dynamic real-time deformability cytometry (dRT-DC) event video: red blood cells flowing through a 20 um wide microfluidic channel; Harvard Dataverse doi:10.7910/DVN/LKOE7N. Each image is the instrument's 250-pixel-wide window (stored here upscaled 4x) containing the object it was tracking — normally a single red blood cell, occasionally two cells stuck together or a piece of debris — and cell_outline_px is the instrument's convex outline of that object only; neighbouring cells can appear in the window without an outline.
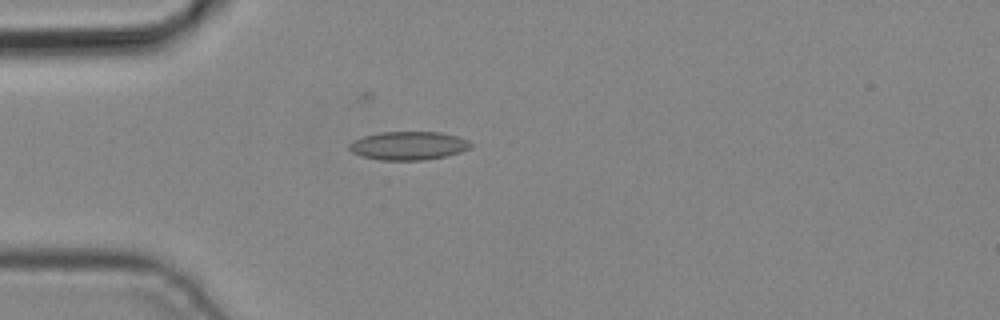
{"species": "common noctule bat (a hibernating species)", "species_latin": "Nyctalus noctula", "temperature_condition": "cold", "stored_images_in_passage": 4, "camera_frame_rate_fps": 3000, "um_per_image_px": 0.085, "animal": {"sex": "male", "body_mass_g": 19.2, "forearm_length_mm": 51.8}, "frame": {"image": 1, "passage_image": 4, "time_ms": 1.0, "image_size_px": [1000, 320], "cell_outline_px": [[472, 144], [468, 148], [460, 152], [444, 156], [424, 160], [380, 160], [360, 156], [352, 152], [348, 148], [348, 144], [352, 140], [364, 136], [380, 132], [440, 132], [456, 136], [468, 140]], "centroid_in_image_um": [34.66, 12.38], "position_along_channel_um": 50.3, "area_um2": 20.11}}